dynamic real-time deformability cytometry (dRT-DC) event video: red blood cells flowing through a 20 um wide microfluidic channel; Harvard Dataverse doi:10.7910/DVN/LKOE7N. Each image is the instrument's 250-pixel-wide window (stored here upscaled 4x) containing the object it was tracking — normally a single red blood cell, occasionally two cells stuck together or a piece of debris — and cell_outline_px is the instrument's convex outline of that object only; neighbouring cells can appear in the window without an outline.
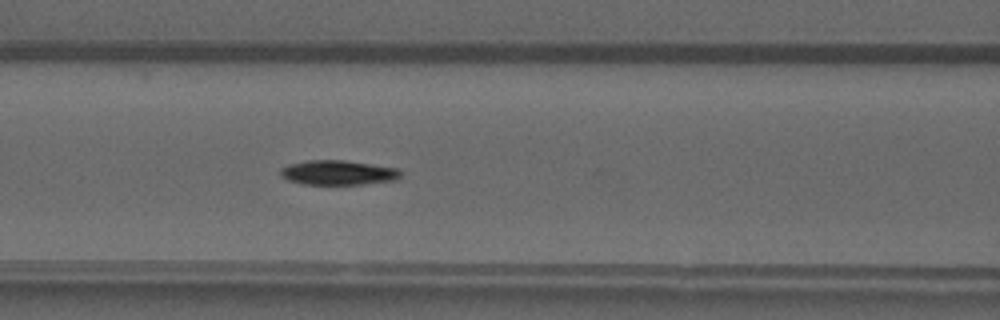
{"species": "common noctule bat (a hibernating species)", "species_latin": "Nyctalus noctula", "temperature_condition": "warm", "stored_images_in_passage": 43, "camera_frame_rate_fps": 3000, "um_per_image_px": 0.085, "animal": {"sex": "male", "forearm_length_mm": 52.5}, "frame": {"image": 1, "passage_image": 15, "time_ms": 4.667, "image_size_px": [1000, 320], "cell_outline_px": [[400, 176], [396, 180], [364, 184], [304, 184], [288, 180], [280, 176], [280, 168], [288, 164], [308, 160], [344, 160], [396, 168], [400, 172]], "centroid_in_image_um": [28.69, 14.67], "position_along_channel_um": 137.9, "area_um2": 17.17}}
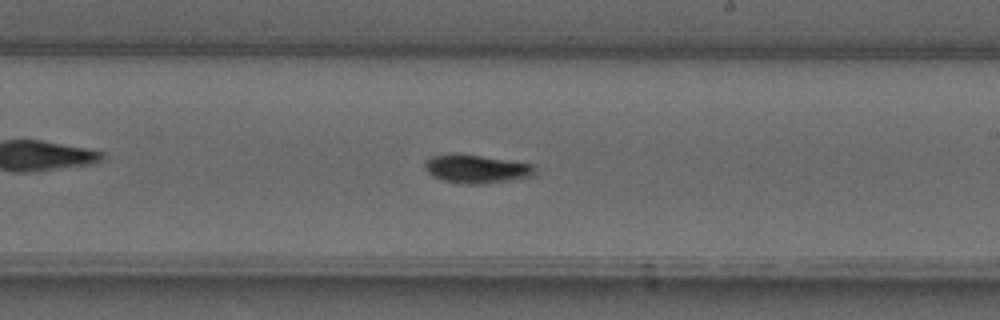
{"frame": {"image": 2, "passage_image": 23, "time_ms": 7.333, "image_size_px": [1000, 320], "cell_outline_px": [[536, 172], [532, 176], [484, 184], [468, 184], [440, 180], [432, 176], [424, 168], [424, 160], [432, 156], [480, 156], [532, 164], [536, 168]], "centroid_in_image_um": [40.5, 14.39], "position_along_channel_um": 248.5, "area_um2": 17.63}}
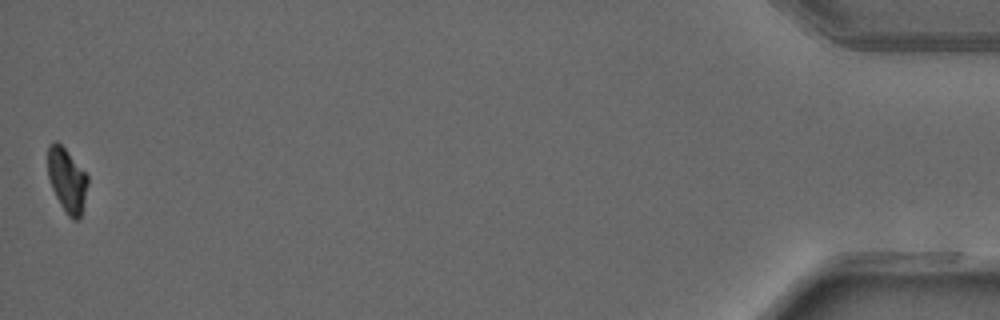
{"frame": {"image": 3, "passage_image": 43, "time_ms": 14.0, "image_size_px": [1000, 320], "cell_outline_px": [[88, 184], [80, 220], [72, 220], [68, 216], [60, 204], [52, 188], [48, 176], [48, 144], [56, 140], [64, 148], [88, 176]], "centroid_in_image_um": [5.69, 15.33], "position_along_channel_um": 429.5, "area_um2": 14.8}, "authors_computed_cell_mechanics": {"area_um2": 17.1088, "velocity_mm_per_s": 4.1693, "shape_relaxation_time_tau1_ms": 10.8723, "shape_relaxation_time_tau2_ms": null, "deformation_change_tau1": 0.2984, "deformation_change_tau2": null}}